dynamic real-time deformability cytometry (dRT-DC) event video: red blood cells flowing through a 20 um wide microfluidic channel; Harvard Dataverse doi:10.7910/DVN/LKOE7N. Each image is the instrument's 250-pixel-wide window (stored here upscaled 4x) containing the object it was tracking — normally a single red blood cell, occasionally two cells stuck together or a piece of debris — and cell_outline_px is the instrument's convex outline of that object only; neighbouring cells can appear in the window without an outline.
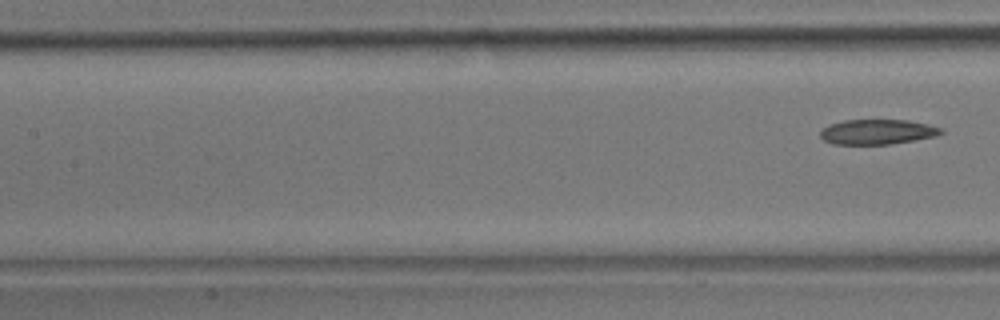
{"species": "common noctule bat (a hibernating species)", "species_latin": "Nyctalus noctula", "temperature_condition": "room temperature", "stored_images_in_passage": 9, "segment_of_instrument_passage": [2, 2], "camera_frame_rate_fps": 3000, "um_per_image_px": 0.085, "animal": {"sex": "male", "body_mass_g": 17.9}, "frame": {"image": 1, "passage_image": 9, "time_ms": 2.667, "image_size_px": [1000, 320], "cell_outline_px": [[944, 132], [936, 136], [916, 140], [892, 144], [832, 144], [824, 140], [820, 136], [820, 132], [828, 124], [844, 120], [908, 120], [928, 124], [944, 128]], "centroid_in_image_um": [74.61, 11.21], "position_along_channel_um": 132.8, "area_um2": 17.74}}